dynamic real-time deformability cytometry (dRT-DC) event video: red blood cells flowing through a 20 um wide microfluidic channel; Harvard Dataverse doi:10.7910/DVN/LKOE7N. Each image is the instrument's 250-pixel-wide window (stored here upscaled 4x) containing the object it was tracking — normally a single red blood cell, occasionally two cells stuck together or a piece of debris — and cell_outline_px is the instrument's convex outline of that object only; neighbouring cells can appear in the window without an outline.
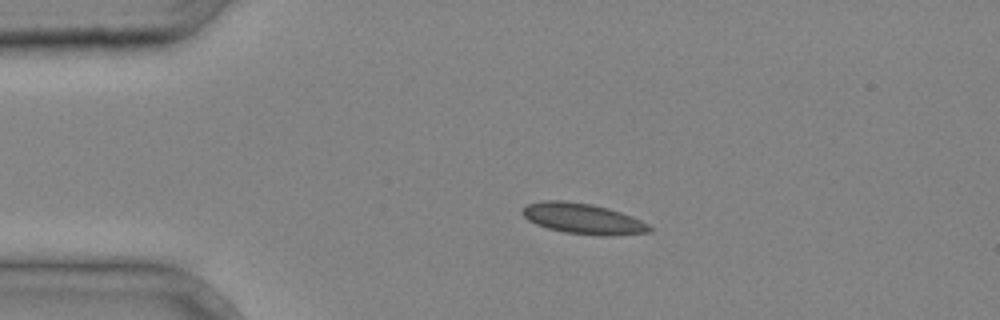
{"species": "common noctule bat (a hibernating species)", "species_latin": "Nyctalus noctula", "temperature_condition": "cold", "stored_images_in_passage": 5, "camera_frame_rate_fps": 3000, "um_per_image_px": 0.085, "animal": {"sex": "male", "body_mass_g": 20.4}, "frame": {"image": 1, "passage_image": 3, "time_ms": 0.667, "image_size_px": [1000, 320], "cell_outline_px": [[652, 232], [612, 236], [604, 236], [564, 232], [548, 228], [536, 224], [528, 220], [520, 212], [528, 204], [544, 200], [564, 200], [592, 204], [608, 208], [632, 216], [648, 224], [652, 228]], "centroid_in_image_um": [49.57, 18.59], "position_along_channel_um": 35.4, "area_um2": 22.72}}
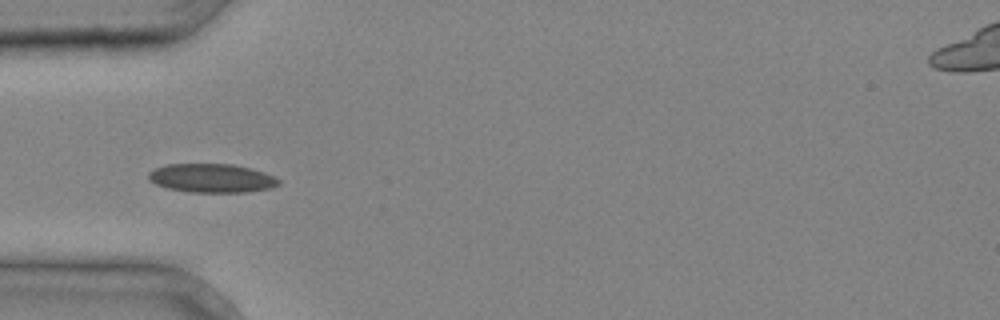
{"frame": {"image": 2, "passage_image": 4, "time_ms": 1.0, "image_size_px": [1000, 320], "cell_outline_px": [[280, 184], [268, 188], [244, 192], [188, 192], [168, 188], [156, 184], [148, 180], [148, 172], [156, 168], [168, 164], [232, 164], [252, 168], [264, 172], [280, 180]], "centroid_in_image_um": [17.97, 15.14], "position_along_channel_um": 67.0, "area_um2": 21.73}}